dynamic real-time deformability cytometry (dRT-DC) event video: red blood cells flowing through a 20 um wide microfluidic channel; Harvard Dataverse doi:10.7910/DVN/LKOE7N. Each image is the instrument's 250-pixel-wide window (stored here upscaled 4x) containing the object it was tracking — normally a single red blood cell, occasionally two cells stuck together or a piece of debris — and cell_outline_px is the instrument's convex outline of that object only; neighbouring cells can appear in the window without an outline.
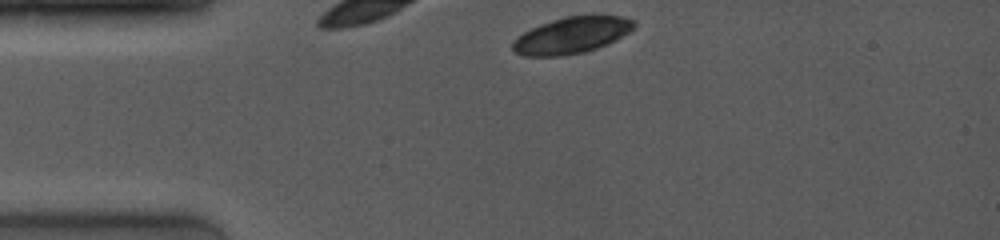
{"species": "common noctule bat (a hibernating species)", "species_latin": "Nyctalus noctula", "temperature_condition": "room temperature", "stored_images_in_passage": 8, "camera_frame_rate_fps": 4000, "um_per_image_px": 0.085, "animal": {"sex": "female", "body_mass_g": 19.0, "forearm_length_mm": 53.3}, "frame": {"image": 1, "passage_image": 1, "time_ms": 0.0, "image_size_px": [1000, 240], "cell_outline_px": [[636, 28], [608, 44], [584, 52], [560, 56], [524, 56], [516, 52], [512, 48], [512, 40], [516, 36], [540, 24], [564, 16], [624, 16], [636, 20]], "centroid_in_image_um": [48.6, 2.99], "position_along_channel_um": 36.4, "area_um2": 25.84}}